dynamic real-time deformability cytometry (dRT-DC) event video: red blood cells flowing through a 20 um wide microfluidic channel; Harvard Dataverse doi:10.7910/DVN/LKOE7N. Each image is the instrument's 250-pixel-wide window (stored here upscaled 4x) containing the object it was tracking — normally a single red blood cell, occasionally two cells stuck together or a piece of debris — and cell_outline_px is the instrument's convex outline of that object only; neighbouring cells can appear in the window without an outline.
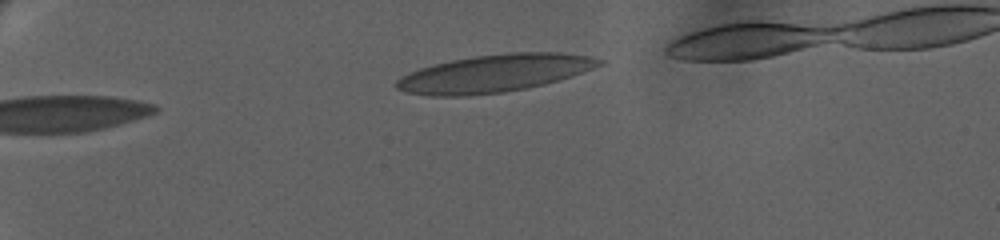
{"species": "human", "species_latin": "Homo sapiens", "temperature_condition": "warm", "stored_images_in_passage": 37, "camera_frame_rate_fps": 3000, "um_per_image_px": 0.085, "donor": {"sex": "female"}, "frame": {"image": 1, "passage_image": 1, "time_ms": 0.0, "image_size_px": [1000, 240], "cell_outline_px": [[604, 60], [600, 64], [592, 68], [544, 84], [504, 92], [468, 96], [432, 96], [408, 92], [396, 88], [396, 80], [420, 68], [436, 64], [476, 56], [520, 52], [548, 52], [588, 56]], "centroid_in_image_um": [41.98, 6.25], "position_along_channel_um": 43.0, "area_um2": 43.12}}
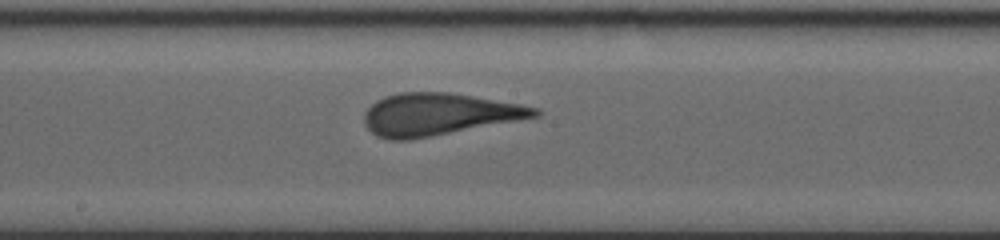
{"frame": {"image": 2, "passage_image": 19, "time_ms": 7.333, "image_size_px": [1000, 240], "cell_outline_px": [[540, 116], [412, 140], [388, 140], [376, 136], [364, 124], [364, 112], [376, 100], [384, 96], [400, 92], [448, 92], [520, 104], [540, 108]], "centroid_in_image_um": [37.26, 9.72], "position_along_channel_um": 210.9, "area_um2": 41.96}}
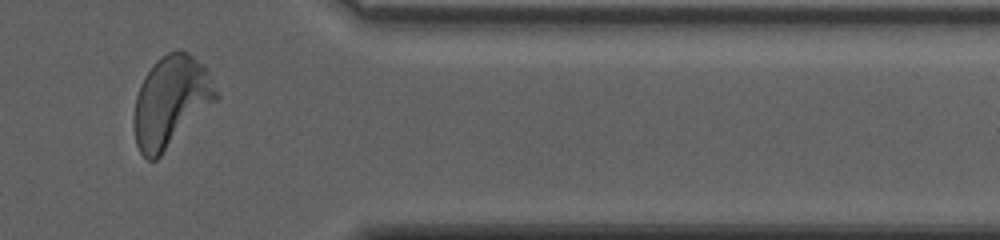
{"frame": {"image": 3, "passage_image": 32, "time_ms": 13.333, "image_size_px": [1000, 240], "cell_outline_px": [[220, 96], [156, 160], [148, 160], [140, 152], [136, 144], [132, 128], [132, 120], [136, 96], [140, 84], [144, 76], [156, 60], [168, 52], [188, 52], [208, 72]], "centroid_in_image_um": [14.47, 8.66], "position_along_channel_um": 396.9, "area_um2": 43.12}}